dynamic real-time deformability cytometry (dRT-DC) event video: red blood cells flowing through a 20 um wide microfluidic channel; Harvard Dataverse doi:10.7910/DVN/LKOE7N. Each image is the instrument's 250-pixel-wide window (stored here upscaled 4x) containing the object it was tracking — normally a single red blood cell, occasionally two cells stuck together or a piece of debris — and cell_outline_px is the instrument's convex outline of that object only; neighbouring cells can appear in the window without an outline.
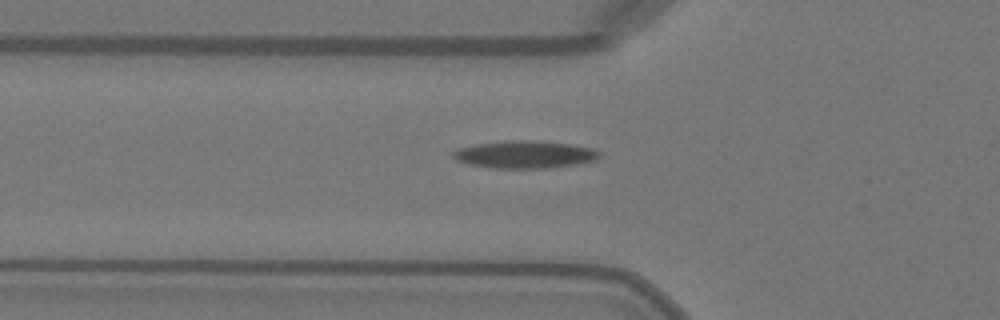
{"species": "Egyptian fruit bat (a non-hibernating species)", "species_latin": "Rousettus aegyptiacus", "temperature_condition": "warm", "stored_images_in_passage": 31, "camera_frame_rate_fps": 3000, "um_per_image_px": 0.085, "animal": {"sex": "female"}, "frame": {"image": 1, "passage_image": 4, "time_ms": 1.0, "image_size_px": [1000, 320], "cell_outline_px": [[600, 156], [596, 160], [576, 164], [548, 168], [492, 168], [468, 164], [456, 160], [452, 156], [452, 152], [456, 148], [476, 144], [512, 140], [524, 140], [568, 144], [596, 148], [600, 152]], "centroid_in_image_um": [44.59, 13.14], "position_along_channel_um": 81.2, "area_um2": 23.41}}
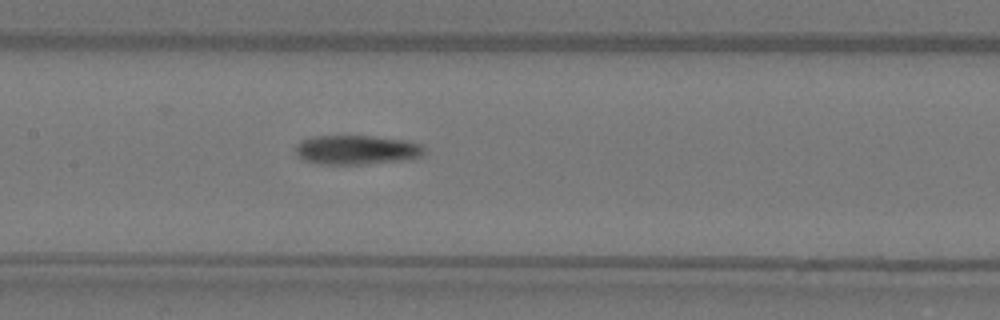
{"frame": {"image": 2, "passage_image": 11, "time_ms": 3.333, "image_size_px": [1000, 320], "cell_outline_px": [[424, 152], [420, 156], [412, 160], [364, 164], [316, 164], [304, 160], [296, 156], [296, 148], [304, 140], [316, 136], [372, 136], [404, 140], [420, 144], [424, 148]], "centroid_in_image_um": [30.35, 12.76], "position_along_channel_um": 177.1, "area_um2": 21.96}}
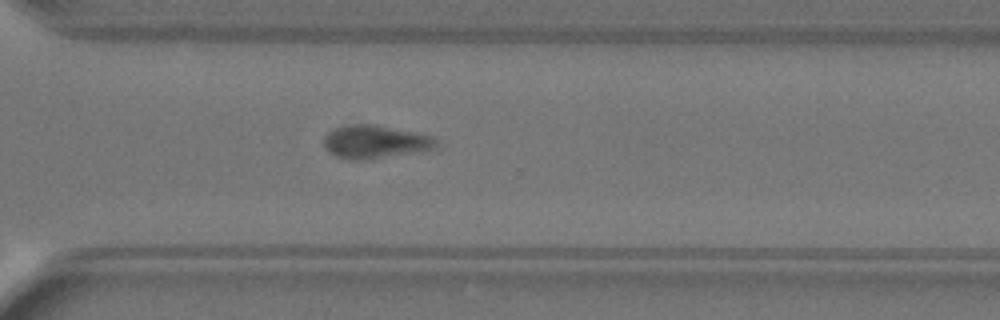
{"frame": {"image": 3, "passage_image": 23, "time_ms": 7.333, "image_size_px": [1000, 320], "cell_outline_px": [[440, 148], [416, 152], [360, 160], [348, 160], [336, 156], [328, 152], [324, 148], [324, 136], [332, 128], [352, 124], [376, 124], [436, 136], [440, 140]], "centroid_in_image_um": [31.94, 12.04], "position_along_channel_um": 338.7, "area_um2": 22.25}}